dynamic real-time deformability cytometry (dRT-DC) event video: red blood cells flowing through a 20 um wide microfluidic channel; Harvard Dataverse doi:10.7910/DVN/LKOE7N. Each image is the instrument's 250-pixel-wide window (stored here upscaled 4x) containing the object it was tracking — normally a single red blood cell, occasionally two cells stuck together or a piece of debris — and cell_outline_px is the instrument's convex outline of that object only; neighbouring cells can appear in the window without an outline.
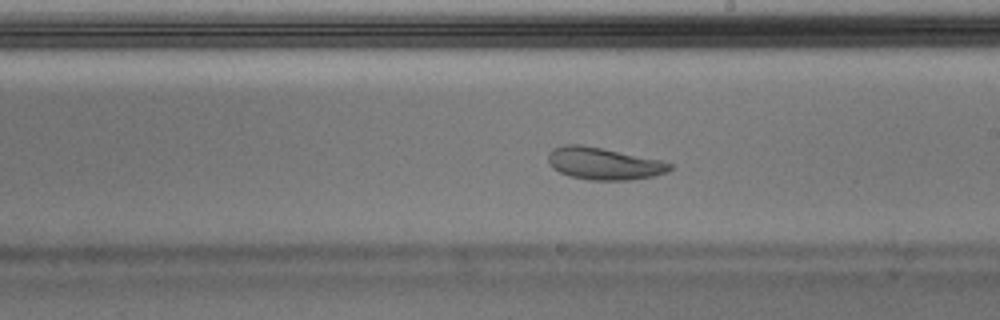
{"species": "Egyptian fruit bat (a non-hibernating species)", "species_latin": "Rousettus aegyptiacus", "temperature_condition": "warm", "stored_images_in_passage": 49, "camera_frame_rate_fps": 3000, "um_per_image_px": 0.085, "animal": {"sex": "male"}, "frame": {"image": 1, "passage_image": 28, "time_ms": 9.0, "image_size_px": [1000, 320], "cell_outline_px": [[672, 168], [668, 172], [652, 176], [632, 180], [588, 180], [568, 176], [552, 168], [548, 160], [548, 156], [552, 148], [564, 144], [580, 144], [660, 160], [672, 164]], "centroid_in_image_um": [51.29, 13.91], "position_along_channel_um": 237.7, "area_um2": 22.72}, "authors_computed_cell_mechanics": {"area_um2": 25.3742, "velocity_mm_per_s": 3.9742, "shape_relaxation_time_tau1_ms": 3.9143, "shape_relaxation_time_tau2_ms": 1.3073, "deformation_change_tau1": 0.1664, "deformation_change_tau2": 0.082}}